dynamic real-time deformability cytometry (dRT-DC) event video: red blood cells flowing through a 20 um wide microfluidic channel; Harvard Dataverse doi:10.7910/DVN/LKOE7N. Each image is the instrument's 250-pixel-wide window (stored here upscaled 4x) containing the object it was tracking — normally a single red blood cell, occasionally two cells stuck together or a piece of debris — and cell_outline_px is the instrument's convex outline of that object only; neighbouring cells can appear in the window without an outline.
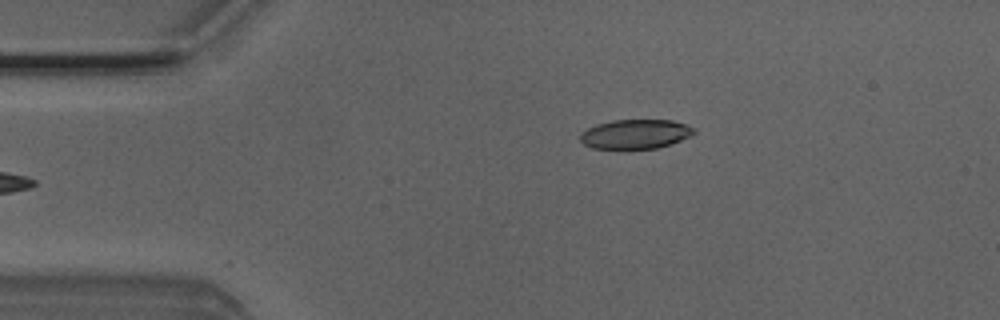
{"species": "Egyptian fruit bat (a non-hibernating species)", "species_latin": "Rousettus aegyptiacus", "temperature_condition": "room temperature", "stored_images_in_passage": 5, "camera_frame_rate_fps": 3000, "um_per_image_px": 0.085, "animal": {"sex": "male"}, "frame": {"image": 1, "passage_image": 5, "time_ms": 1.333, "image_size_px": [1000, 320], "cell_outline_px": [[696, 132], [680, 140], [656, 148], [624, 152], [592, 148], [584, 144], [580, 140], [580, 132], [596, 124], [612, 120], [672, 120], [696, 128]], "centroid_in_image_um": [53.93, 11.44], "position_along_channel_um": 31.1, "area_um2": 20.17}}